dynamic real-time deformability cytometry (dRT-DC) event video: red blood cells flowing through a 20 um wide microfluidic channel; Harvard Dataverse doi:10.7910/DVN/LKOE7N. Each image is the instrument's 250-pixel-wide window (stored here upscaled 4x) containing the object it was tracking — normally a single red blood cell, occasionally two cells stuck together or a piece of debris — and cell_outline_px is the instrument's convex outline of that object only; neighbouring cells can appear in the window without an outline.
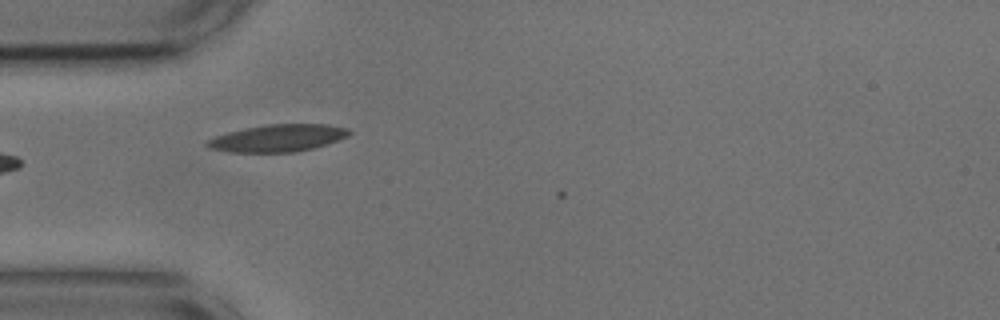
{"species": "common noctule bat (a hibernating species)", "species_latin": "Nyctalus noctula", "temperature_condition": "cold", "stored_images_in_passage": 10, "camera_frame_rate_fps": 3000, "um_per_image_px": 0.085, "animal": {"sex": "male", "body_mass_g": 17.9, "forearm_length_mm": 54.2}, "frame": {"image": 1, "passage_image": 3, "time_ms": 0.667, "image_size_px": [1000, 320], "cell_outline_px": [[352, 132], [348, 136], [312, 148], [296, 152], [228, 152], [208, 148], [204, 144], [208, 140], [216, 136], [228, 132], [244, 128], [268, 124], [328, 124], [348, 128]], "centroid_in_image_um": [23.59, 11.73], "position_along_channel_um": 61.4, "area_um2": 22.43}}